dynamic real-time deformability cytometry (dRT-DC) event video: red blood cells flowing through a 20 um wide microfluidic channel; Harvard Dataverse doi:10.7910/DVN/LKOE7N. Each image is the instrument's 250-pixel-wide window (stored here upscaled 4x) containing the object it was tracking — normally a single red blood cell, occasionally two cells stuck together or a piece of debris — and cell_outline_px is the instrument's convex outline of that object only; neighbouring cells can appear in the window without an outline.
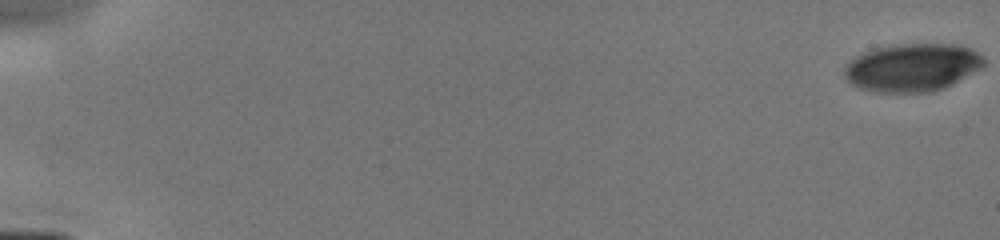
{"species": "human", "species_latin": "Homo sapiens", "temperature_condition": "cold", "stored_images_in_passage": 21, "camera_frame_rate_fps": 3000, "um_per_image_px": 0.085, "donor": {"sex": "male"}, "frame": {"image": 1, "passage_image": 1, "time_ms": 0.0, "image_size_px": [1000, 240], "cell_outline_px": [[984, 64], [980, 68], [932, 92], [872, 92], [856, 88], [844, 76], [844, 68], [856, 56], [864, 52], [876, 48], [900, 44], [960, 44], [972, 48], [984, 56]], "centroid_in_image_um": [77.52, 5.72], "position_along_channel_um": 7.5, "area_um2": 38.67}}
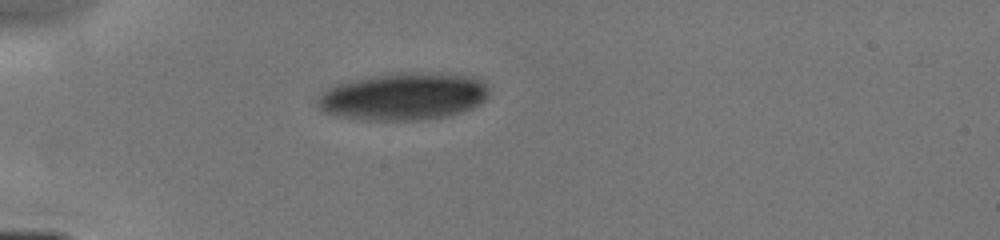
{"frame": {"image": 2, "passage_image": 10, "time_ms": 5.0, "image_size_px": [1000, 240], "cell_outline_px": [[488, 96], [480, 104], [472, 108], [448, 116], [420, 120], [368, 120], [336, 116], [320, 112], [316, 104], [316, 96], [320, 92], [332, 84], [392, 72], [440, 72], [480, 76], [488, 88]], "centroid_in_image_um": [34.27, 8.18], "position_along_channel_um": 50.7, "area_um2": 48.61}}
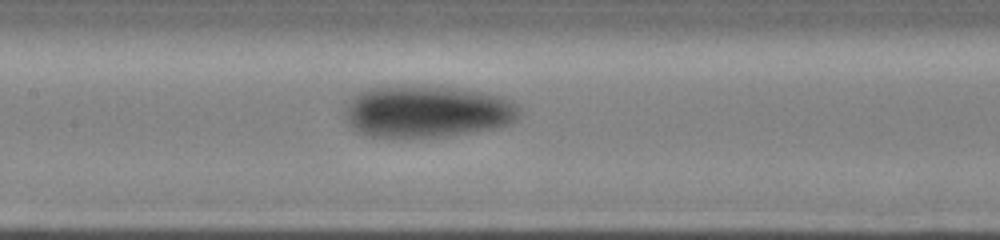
{"frame": {"image": 3, "passage_image": 19, "time_ms": 8.333, "image_size_px": [1000, 240], "cell_outline_px": [[520, 116], [516, 120], [508, 124], [492, 128], [440, 136], [368, 136], [352, 128], [344, 120], [344, 100], [368, 88], [396, 84], [420, 84], [464, 88], [488, 92], [504, 96], [512, 100], [520, 108]], "centroid_in_image_um": [36.26, 9.4], "position_along_channel_um": 171.1, "area_um2": 54.04}}